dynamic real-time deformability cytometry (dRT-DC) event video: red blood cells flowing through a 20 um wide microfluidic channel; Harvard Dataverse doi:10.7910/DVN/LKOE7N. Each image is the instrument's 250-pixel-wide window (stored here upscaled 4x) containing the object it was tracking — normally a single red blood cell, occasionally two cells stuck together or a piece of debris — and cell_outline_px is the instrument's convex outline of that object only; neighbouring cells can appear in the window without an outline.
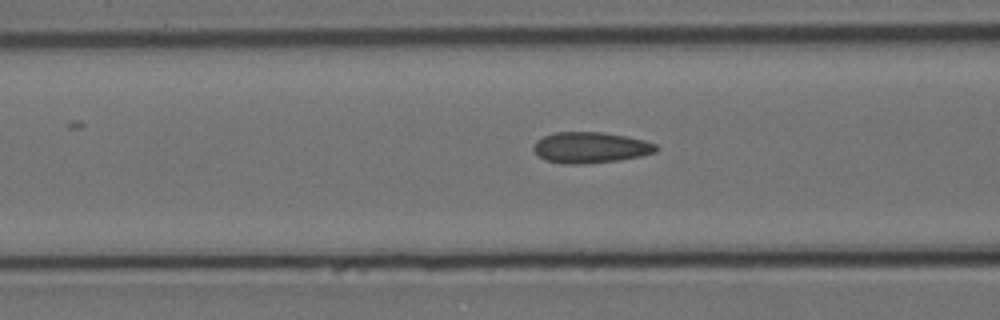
{"species": "Egyptian fruit bat (a non-hibernating species)", "species_latin": "Rousettus aegyptiacus", "temperature_condition": "cold", "stored_images_in_passage": 13, "camera_frame_rate_fps": 3000, "um_per_image_px": 0.085, "animal": {"sex": "female"}, "frame": {"image": 1, "passage_image": 10, "time_ms": 3.0, "image_size_px": [1000, 320], "cell_outline_px": [[660, 148], [656, 152], [640, 156], [620, 160], [584, 164], [560, 164], [544, 160], [532, 148], [536, 140], [544, 136], [556, 132], [600, 132], [628, 136], [644, 140], [656, 144]], "centroid_in_image_um": [50.2, 12.55], "position_along_channel_um": 116.4, "area_um2": 22.31}}